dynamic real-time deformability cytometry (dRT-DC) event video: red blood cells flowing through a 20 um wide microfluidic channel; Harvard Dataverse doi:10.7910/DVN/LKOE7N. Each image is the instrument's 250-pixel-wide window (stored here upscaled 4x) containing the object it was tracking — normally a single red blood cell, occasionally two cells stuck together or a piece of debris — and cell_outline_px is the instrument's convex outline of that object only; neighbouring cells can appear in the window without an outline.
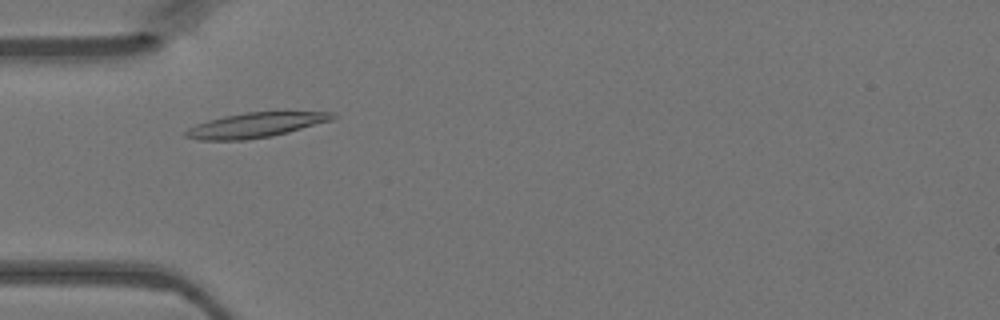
{"species": "Egyptian fruit bat (a non-hibernating species)", "species_latin": "Rousettus aegyptiacus", "temperature_condition": "warm", "stored_images_in_passage": 40, "camera_frame_rate_fps": 3000, "um_per_image_px": 0.085, "animal": {"sex": "female"}, "frame": {"image": 1, "passage_image": 10, "time_ms": 3.0, "image_size_px": [1000, 320], "cell_outline_px": [[336, 116], [332, 120], [288, 132], [272, 136], [244, 140], [196, 140], [184, 136], [184, 132], [188, 128], [196, 124], [208, 120], [224, 116], [244, 112], [284, 108], [336, 112]], "centroid_in_image_um": [21.85, 10.56], "position_along_channel_um": 63.1, "area_um2": 22.54}}
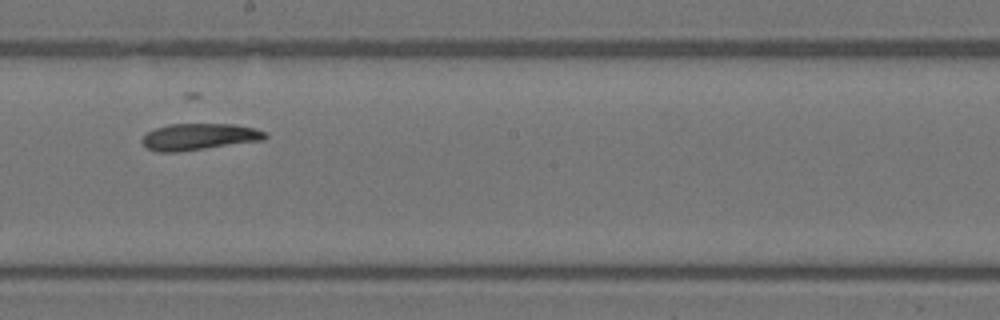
{"frame": {"image": 2, "passage_image": 22, "time_ms": 7.0, "image_size_px": [1000, 320], "cell_outline_px": [[268, 136], [264, 140], [176, 152], [156, 152], [148, 148], [140, 140], [148, 132], [156, 128], [168, 124], [232, 124], [252, 128], [264, 132]], "centroid_in_image_um": [16.89, 11.62], "position_along_channel_um": 231.3, "area_um2": 18.79}}
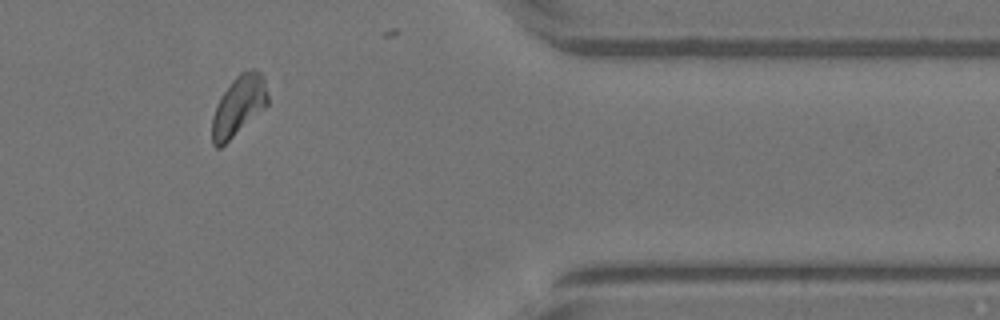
{"frame": {"image": 3, "passage_image": 35, "time_ms": 11.333, "image_size_px": [1000, 320], "cell_outline_px": [[268, 104], [264, 108], [220, 148], [216, 148], [212, 144], [212, 116], [216, 104], [220, 96], [232, 80], [240, 72], [252, 68], [256, 68], [264, 76], [268, 92]], "centroid_in_image_um": [20.28, 8.95], "position_along_channel_um": 391.1, "area_um2": 19.54}}